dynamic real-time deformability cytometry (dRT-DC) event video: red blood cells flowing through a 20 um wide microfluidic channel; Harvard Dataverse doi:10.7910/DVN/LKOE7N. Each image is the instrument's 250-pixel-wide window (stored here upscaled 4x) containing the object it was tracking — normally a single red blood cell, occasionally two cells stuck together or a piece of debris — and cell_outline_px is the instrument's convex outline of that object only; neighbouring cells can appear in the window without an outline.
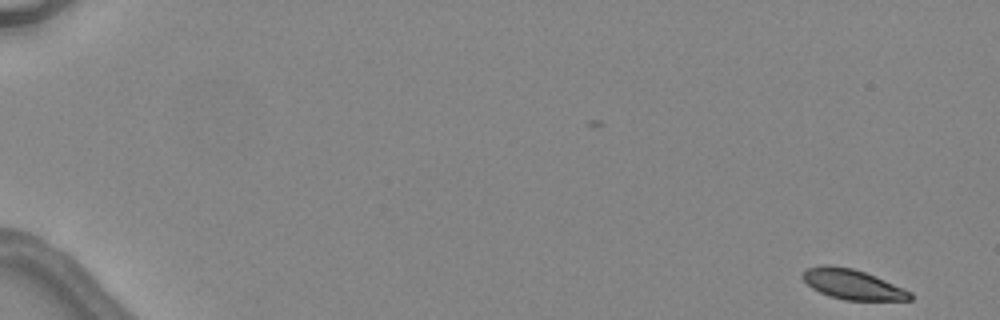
{"species": "common noctule bat (a hibernating species)", "species_latin": "Nyctalus noctula", "temperature_condition": "warm", "stored_images_in_passage": 6, "camera_frame_rate_fps": 3000, "um_per_image_px": 0.085, "animal": {"sex": "female", "body_mass_g": 24.6, "forearm_length_mm": 56.2}, "frame": {"image": 1, "passage_image": 1, "time_ms": 0.0, "image_size_px": [1000, 320], "cell_outline_px": [[912, 300], [844, 300], [828, 296], [812, 288], [804, 280], [804, 272], [808, 268], [824, 264], [828, 264], [852, 268], [876, 276], [912, 292]], "centroid_in_image_um": [72.48, 24.17], "position_along_channel_um": 12.5, "area_um2": 18.67}}
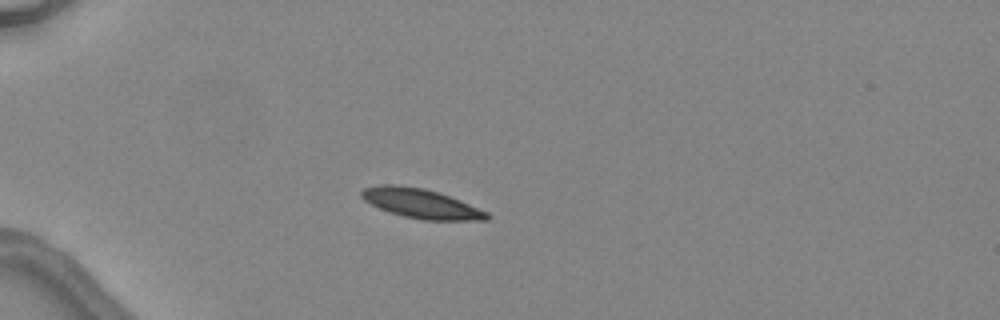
{"frame": {"image": 2, "passage_image": 4, "time_ms": 4.333, "image_size_px": [1000, 320], "cell_outline_px": [[488, 220], [424, 220], [404, 216], [380, 208], [364, 200], [360, 196], [360, 192], [364, 188], [380, 184], [392, 184], [424, 188], [440, 192], [460, 200], [488, 212]], "centroid_in_image_um": [35.78, 17.28], "position_along_channel_um": 49.2, "area_um2": 21.39}}